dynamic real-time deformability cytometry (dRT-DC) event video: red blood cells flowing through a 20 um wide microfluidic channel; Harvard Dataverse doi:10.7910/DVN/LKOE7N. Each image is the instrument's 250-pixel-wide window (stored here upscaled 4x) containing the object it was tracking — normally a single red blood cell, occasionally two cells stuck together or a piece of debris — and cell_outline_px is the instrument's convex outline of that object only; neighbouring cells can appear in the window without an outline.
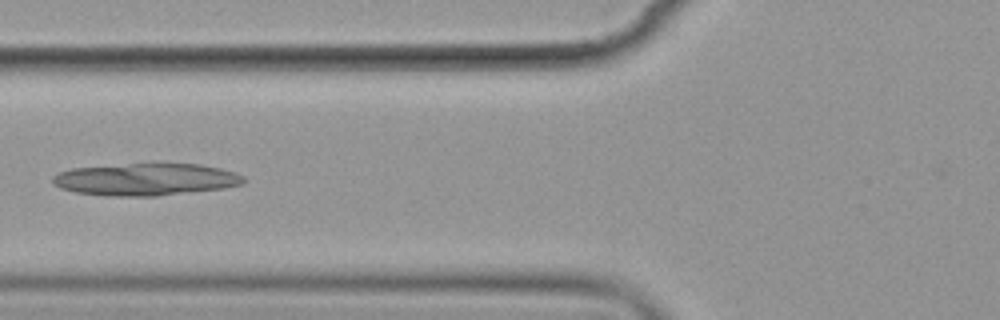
{"species": "common noctule bat (a hibernating species)", "species_latin": "Nyctalus noctula", "temperature_condition": "cold", "stored_images_in_passage": 16, "camera_frame_rate_fps": 3000, "um_per_image_px": 0.085, "animal": {"sex": "female", "body_mass_g": 19.9}, "frame": {"image": 1, "passage_image": 6, "time_ms": 6.667, "image_size_px": [1000, 320], "cell_outline_px": [[248, 180], [244, 184], [224, 188], [156, 196], [108, 196], [76, 192], [60, 188], [52, 184], [52, 176], [60, 172], [72, 168], [128, 164], [200, 164], [220, 168], [236, 172], [244, 176]], "centroid_in_image_um": [12.42, 15.25], "position_along_channel_um": 113.4, "area_um2": 35.89}}
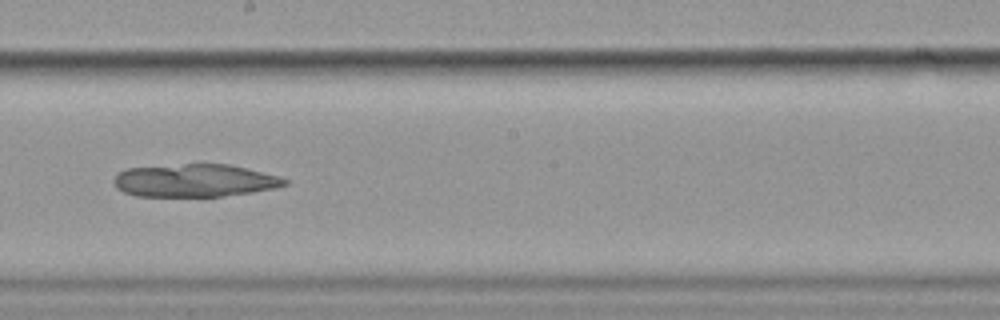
{"frame": {"image": 2, "passage_image": 9, "time_ms": 10.0, "image_size_px": [1000, 320], "cell_outline_px": [[288, 184], [276, 188], [252, 192], [220, 196], [136, 196], [124, 192], [116, 188], [112, 180], [124, 168], [184, 164], [228, 164], [280, 176], [288, 180]], "centroid_in_image_um": [16.54, 15.34], "position_along_channel_um": 231.7, "area_um2": 32.66}}
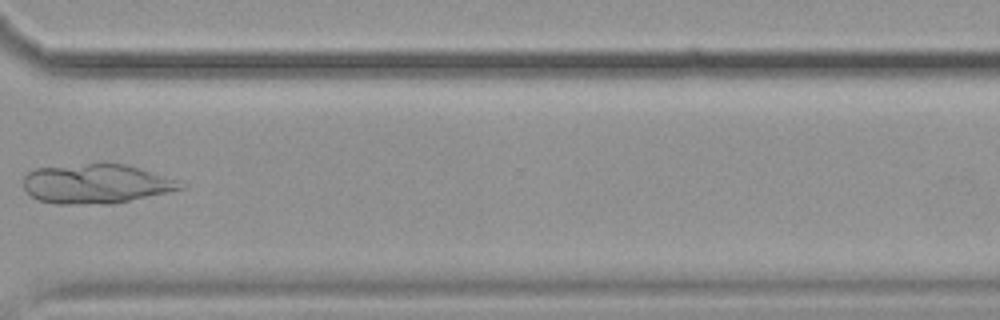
{"frame": {"image": 3, "passage_image": 12, "time_ms": 13.667, "image_size_px": [1000, 320], "cell_outline_px": [[188, 188], [112, 204], [52, 204], [40, 200], [32, 196], [24, 188], [24, 176], [28, 172], [36, 168], [88, 164], [124, 164], [176, 180], [188, 184]], "centroid_in_image_um": [8.18, 15.65], "position_along_channel_um": 362.4, "area_um2": 35.84}}